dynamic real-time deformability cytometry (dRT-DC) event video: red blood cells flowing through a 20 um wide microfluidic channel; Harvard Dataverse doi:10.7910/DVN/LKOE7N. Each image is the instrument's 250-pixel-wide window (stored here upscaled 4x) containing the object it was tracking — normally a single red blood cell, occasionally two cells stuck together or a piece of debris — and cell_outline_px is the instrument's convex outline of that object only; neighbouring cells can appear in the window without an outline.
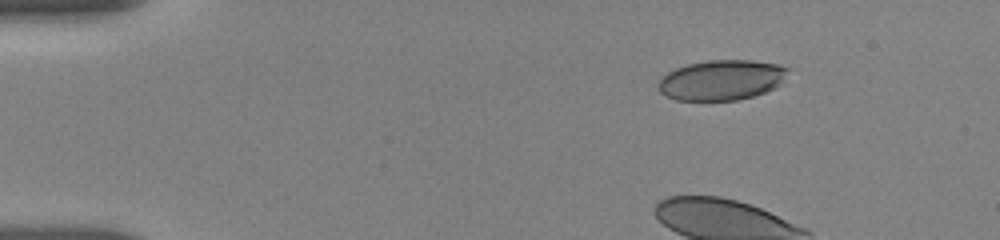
{"species": "human", "species_latin": "Homo sapiens", "temperature_condition": "room temperature", "stored_images_in_passage": 8, "camera_frame_rate_fps": 3000, "um_per_image_px": 0.085, "donor": {"sex": "female"}, "frame": {"image": 1, "passage_image": 3, "time_ms": 2.0, "image_size_px": [1000, 240], "cell_outline_px": [[792, 68], [780, 84], [776, 88], [752, 96], [736, 100], [676, 100], [660, 92], [660, 80], [668, 72], [676, 68], [688, 64], [708, 60], [752, 60], [776, 64]], "centroid_in_image_um": [61.39, 6.79], "position_along_channel_um": 23.6, "area_um2": 30.23}}